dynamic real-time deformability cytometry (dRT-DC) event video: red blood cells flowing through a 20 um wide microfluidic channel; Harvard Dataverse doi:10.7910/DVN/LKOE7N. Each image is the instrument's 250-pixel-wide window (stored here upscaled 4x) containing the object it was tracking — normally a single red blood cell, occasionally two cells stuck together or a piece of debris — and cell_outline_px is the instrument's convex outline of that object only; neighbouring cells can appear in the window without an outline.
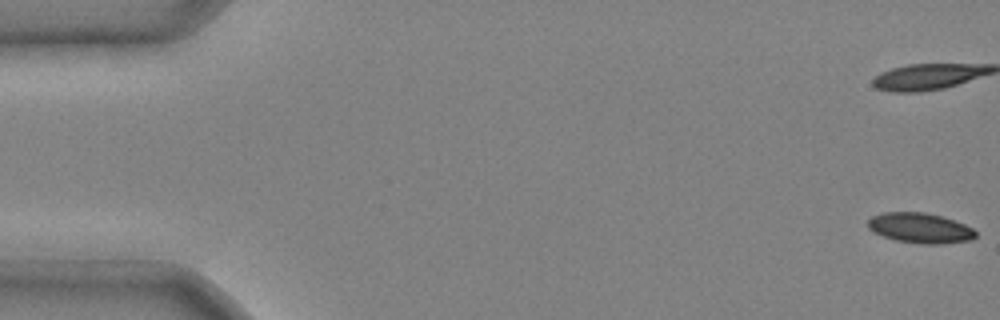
{"species": "common noctule bat (a hibernating species)", "species_latin": "Nyctalus noctula", "temperature_condition": "cold", "stored_images_in_passage": 5, "camera_frame_rate_fps": 3000, "um_per_image_px": 0.085, "animal": {"sex": "male", "body_mass_g": 20.4}, "frame": {"image": 1, "passage_image": 1, "time_ms": 0.0, "image_size_px": [1000, 320], "cell_outline_px": [[976, 236], [972, 240], [944, 244], [920, 244], [896, 240], [872, 232], [868, 228], [868, 220], [872, 216], [884, 212], [924, 212], [940, 216], [964, 224], [972, 228], [976, 232]], "centroid_in_image_um": [78.2, 19.39], "position_along_channel_um": 6.8, "area_um2": 18.96}}